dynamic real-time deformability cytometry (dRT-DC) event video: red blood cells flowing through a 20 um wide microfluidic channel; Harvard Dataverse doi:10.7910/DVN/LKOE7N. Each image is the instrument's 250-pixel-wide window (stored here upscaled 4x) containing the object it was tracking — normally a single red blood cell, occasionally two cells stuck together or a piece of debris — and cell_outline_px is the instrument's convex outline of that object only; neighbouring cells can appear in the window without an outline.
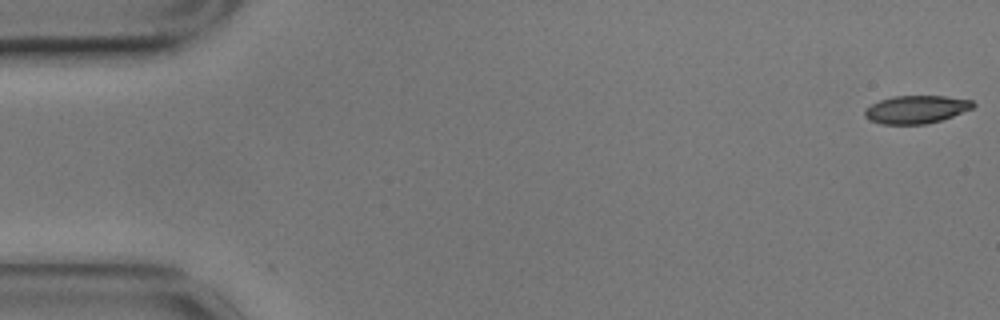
{"species": "common noctule bat (a hibernating species)", "species_latin": "Nyctalus noctula", "temperature_condition": "cold", "stored_images_in_passage": 57, "camera_frame_rate_fps": 3000, "um_per_image_px": 0.085, "animal": {"sex": "male", "body_mass_g": 17.9}, "frame": {"image": 1, "passage_image": 1, "time_ms": 0.0, "image_size_px": [1000, 320], "cell_outline_px": [[976, 104], [972, 108], [952, 116], [928, 124], [884, 124], [868, 120], [864, 116], [864, 108], [880, 100], [892, 96], [944, 96], [972, 100]], "centroid_in_image_um": [77.84, 9.3], "position_along_channel_um": 7.2, "area_um2": 17.63}}
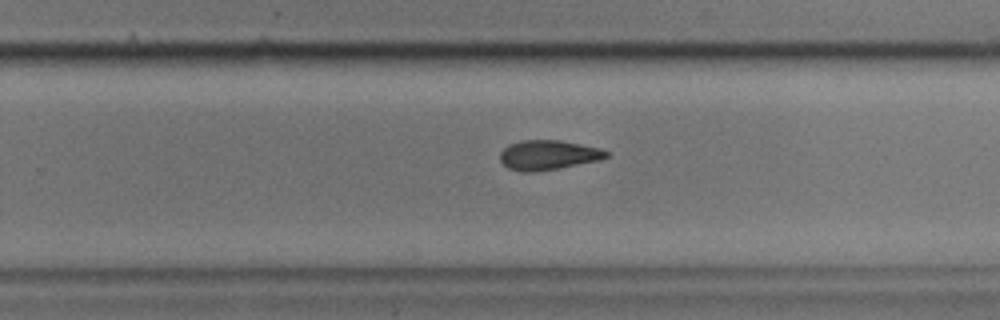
{"frame": {"image": 2, "passage_image": 36, "time_ms": 11.667, "image_size_px": [1000, 320], "cell_outline_px": [[612, 152], [608, 156], [600, 160], [556, 168], [532, 172], [520, 172], [508, 168], [500, 160], [500, 152], [508, 144], [520, 140], [560, 140], [600, 148]], "centroid_in_image_um": [46.59, 13.16], "position_along_channel_um": 283.2, "area_um2": 18.38}}
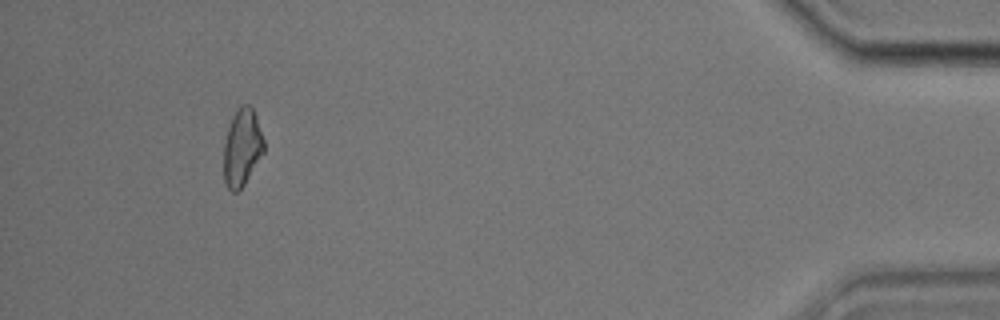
{"frame": {"image": 3, "passage_image": 53, "time_ms": 17.333, "image_size_px": [1000, 320], "cell_outline_px": [[264, 152], [244, 184], [236, 192], [232, 192], [228, 188], [224, 180], [224, 144], [228, 128], [232, 116], [240, 104], [248, 104], [252, 108], [256, 116], [264, 140]], "centroid_in_image_um": [20.57, 12.51], "position_along_channel_um": 414.6, "area_um2": 17.98}, "authors_computed_cell_mechanics": {"area_um2": 18.496, "velocity_mm_per_s": 3.4944, "shape_relaxation_time_tau1_ms": null, "shape_relaxation_time_tau2_ms": 5.9039, "deformation_change_tau1": null, "deformation_change_tau2": 0.1372}}